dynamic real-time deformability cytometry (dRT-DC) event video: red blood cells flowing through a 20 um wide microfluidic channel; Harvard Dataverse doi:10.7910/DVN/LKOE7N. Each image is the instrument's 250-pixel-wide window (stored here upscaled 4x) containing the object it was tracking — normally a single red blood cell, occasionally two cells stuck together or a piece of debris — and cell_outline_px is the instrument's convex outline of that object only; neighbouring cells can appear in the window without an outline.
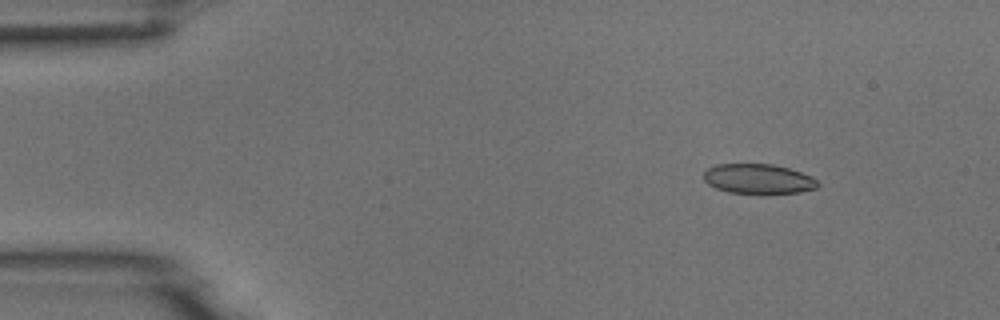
{"species": "common noctule bat (a hibernating species)", "species_latin": "Nyctalus noctula", "temperature_condition": "room temperature", "stored_images_in_passage": 3, "camera_frame_rate_fps": 3000, "um_per_image_px": 0.085, "animal": {"sex": "male", "body_mass_g": 18.8}, "frame": {"image": 1, "passage_image": 3, "time_ms": 0.667, "image_size_px": [1000, 320], "cell_outline_px": [[820, 184], [816, 188], [800, 192], [764, 196], [728, 192], [716, 188], [708, 184], [704, 180], [704, 172], [708, 168], [716, 164], [772, 164], [788, 168], [812, 176]], "centroid_in_image_um": [64.47, 15.24], "position_along_channel_um": 20.5, "area_um2": 20.46}}